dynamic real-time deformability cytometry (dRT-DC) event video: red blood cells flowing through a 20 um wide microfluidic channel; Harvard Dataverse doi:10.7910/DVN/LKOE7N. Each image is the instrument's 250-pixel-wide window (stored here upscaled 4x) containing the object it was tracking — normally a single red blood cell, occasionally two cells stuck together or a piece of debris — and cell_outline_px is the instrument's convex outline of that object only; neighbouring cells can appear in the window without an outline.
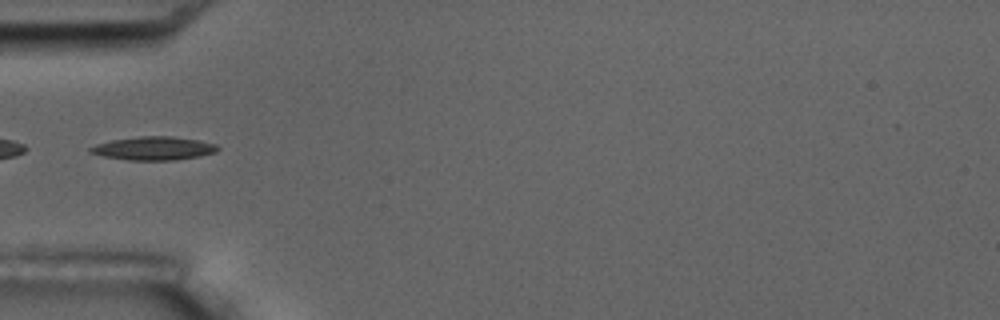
{"species": "common noctule bat (a hibernating species)", "species_latin": "Nyctalus noctula", "temperature_condition": "room temperature", "stored_images_in_passage": 5, "segment_of_instrument_passage": [2, 2], "camera_frame_rate_fps": 3000, "um_per_image_px": 0.085, "animal": {"sex": "male", "body_mass_g": 17.5, "forearm_length_mm": 52.3}, "frame": {"image": 1, "passage_image": 5, "time_ms": 4.333, "image_size_px": [1000, 320], "cell_outline_px": [[220, 148], [216, 152], [200, 156], [176, 160], [128, 160], [104, 156], [88, 152], [88, 148], [96, 144], [112, 140], [140, 136], [172, 136], [196, 140], [216, 144]], "centroid_in_image_um": [13.06, 12.61], "position_along_channel_um": 71.9, "area_um2": 17.34}}